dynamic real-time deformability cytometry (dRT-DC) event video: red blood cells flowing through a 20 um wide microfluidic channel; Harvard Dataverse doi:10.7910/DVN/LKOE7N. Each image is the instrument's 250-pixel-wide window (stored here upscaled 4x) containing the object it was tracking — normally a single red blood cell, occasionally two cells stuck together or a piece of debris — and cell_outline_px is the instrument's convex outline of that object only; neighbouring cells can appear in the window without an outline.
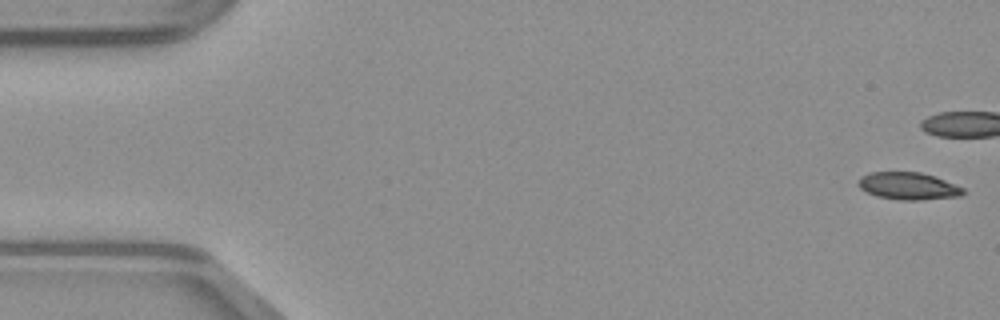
{"species": "common noctule bat (a hibernating species)", "species_latin": "Nyctalus noctula", "temperature_condition": "warm", "stored_images_in_passage": 37, "camera_frame_rate_fps": 3000, "um_per_image_px": 0.085, "animal": {"sex": "male", "body_mass_g": 23.1, "forearm_length_mm": 52.7}, "frame": {"image": 1, "passage_image": 1, "time_ms": 0.0, "image_size_px": [1000, 320], "cell_outline_px": [[964, 192], [960, 196], [920, 200], [900, 200], [876, 196], [860, 188], [856, 184], [860, 176], [868, 172], [920, 172], [944, 180], [964, 188]], "centroid_in_image_um": [77.15, 15.81], "position_along_channel_um": 7.8, "area_um2": 16.65}}